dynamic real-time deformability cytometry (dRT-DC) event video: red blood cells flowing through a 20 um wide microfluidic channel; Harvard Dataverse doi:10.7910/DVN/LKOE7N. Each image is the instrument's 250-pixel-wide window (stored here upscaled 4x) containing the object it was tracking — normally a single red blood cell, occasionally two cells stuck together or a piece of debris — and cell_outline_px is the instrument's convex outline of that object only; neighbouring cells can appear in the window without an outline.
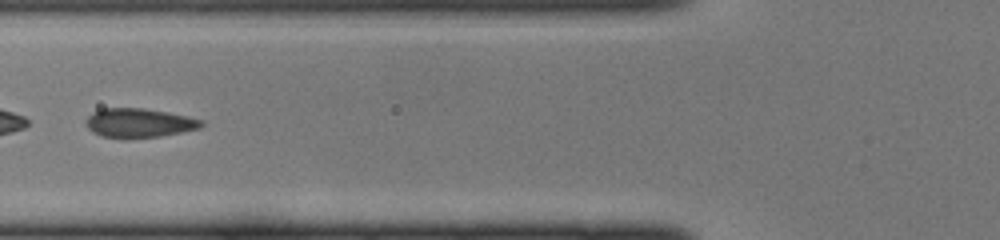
{"species": "common noctule bat (a hibernating species)", "species_latin": "Nyctalus noctula", "temperature_condition": "cold", "stored_images_in_passage": 41, "camera_frame_rate_fps": 3000, "um_per_image_px": 0.085, "animal": {"sex": "female", "body_mass_g": 22.0, "forearm_length_mm": 56.7}, "frame": {"image": 1, "passage_image": 16, "time_ms": 5.0, "image_size_px": [1000, 240], "cell_outline_px": [[204, 124], [200, 128], [160, 136], [128, 140], [124, 140], [100, 136], [92, 132], [84, 124], [84, 120], [92, 112], [104, 108], [144, 108], [168, 112], [204, 120]], "centroid_in_image_um": [11.76, 10.47], "position_along_channel_um": 114.0, "area_um2": 20.11}}
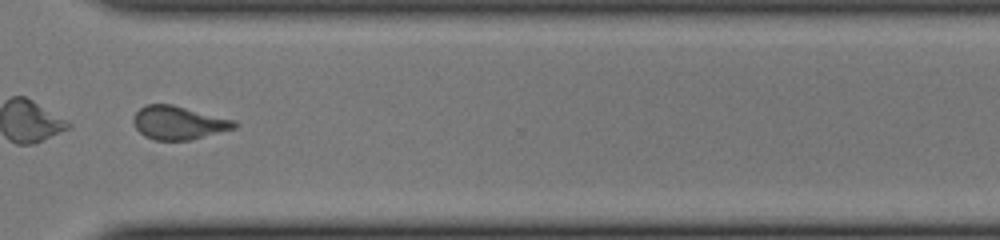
{"frame": {"image": 2, "passage_image": 32, "time_ms": 10.333, "image_size_px": [1000, 240], "cell_outline_px": [[240, 124], [236, 128], [188, 140], [152, 140], [144, 136], [136, 128], [132, 120], [136, 112], [144, 104], [172, 104], [236, 120]], "centroid_in_image_um": [15.18, 10.43], "position_along_channel_um": 355.4, "area_um2": 19.77}}